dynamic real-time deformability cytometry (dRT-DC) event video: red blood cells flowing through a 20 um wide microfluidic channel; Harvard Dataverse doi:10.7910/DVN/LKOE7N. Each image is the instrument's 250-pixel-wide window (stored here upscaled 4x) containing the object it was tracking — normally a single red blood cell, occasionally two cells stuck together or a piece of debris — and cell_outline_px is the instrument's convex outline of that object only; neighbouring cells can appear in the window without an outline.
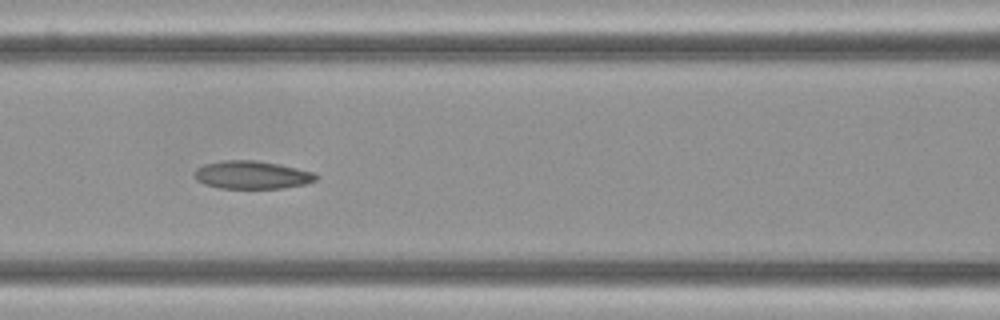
{"species": "Egyptian fruit bat (a non-hibernating species)", "species_latin": "Rousettus aegyptiacus", "temperature_condition": "cold", "stored_images_in_passage": 9, "camera_frame_rate_fps": 3000, "um_per_image_px": 0.085, "frame": {"image": 1, "passage_image": 6, "time_ms": 1.667, "image_size_px": [1000, 320], "cell_outline_px": [[320, 176], [316, 180], [304, 184], [280, 188], [220, 188], [204, 184], [196, 180], [196, 168], [204, 164], [224, 160], [256, 160], [280, 164], [316, 172]], "centroid_in_image_um": [21.45, 14.86], "position_along_channel_um": 145.1, "area_um2": 19.88}}
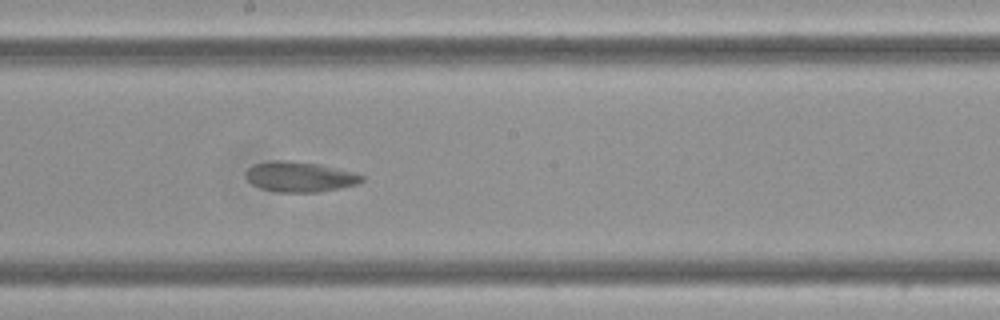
{"frame": {"image": 2, "passage_image": 8, "time_ms": 2.333, "image_size_px": [1000, 320], "cell_outline_px": [[364, 180], [356, 184], [340, 188], [316, 192], [280, 192], [260, 188], [252, 184], [244, 176], [244, 172], [252, 164], [276, 160], [288, 160], [320, 164], [352, 172], [364, 176]], "centroid_in_image_um": [25.43, 15.02], "position_along_channel_um": 222.8, "area_um2": 20.46}}
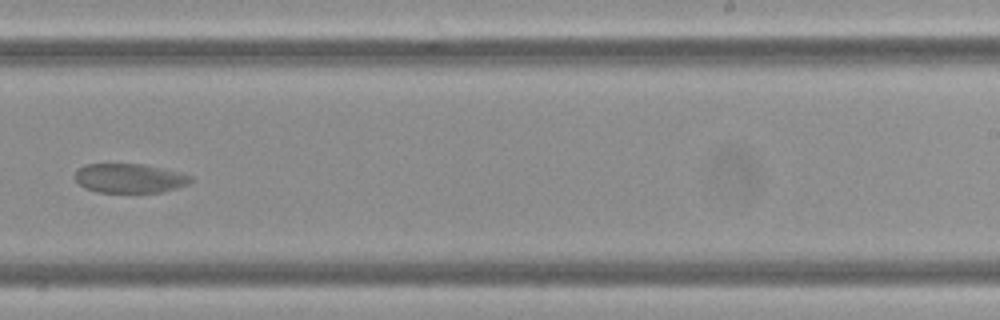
{"frame": {"image": 3, "passage_image": 9, "time_ms": 2.667, "image_size_px": [1000, 320], "cell_outline_px": [[192, 180], [188, 184], [176, 188], [160, 192], [96, 192], [84, 188], [76, 180], [76, 172], [84, 164], [144, 164], [192, 176]], "centroid_in_image_um": [10.99, 15.15], "position_along_channel_um": 278.0, "area_um2": 19.48}}